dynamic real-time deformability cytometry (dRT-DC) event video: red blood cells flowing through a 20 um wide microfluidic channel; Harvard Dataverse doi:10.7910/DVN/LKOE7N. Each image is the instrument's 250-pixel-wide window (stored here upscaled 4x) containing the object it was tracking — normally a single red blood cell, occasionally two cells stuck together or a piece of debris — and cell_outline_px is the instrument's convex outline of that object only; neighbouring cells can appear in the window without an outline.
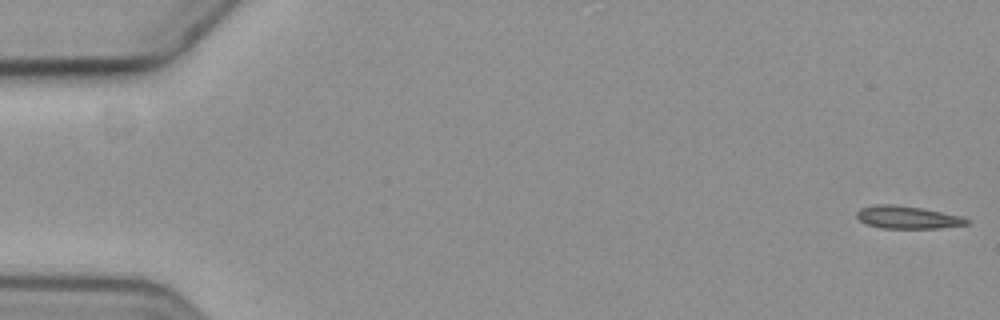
{"species": "common noctule bat (a hibernating species)", "species_latin": "Nyctalus noctula", "temperature_condition": "cold", "stored_images_in_passage": 3, "camera_frame_rate_fps": 3000, "um_per_image_px": 0.085, "animal": {"sex": "female", "body_mass_g": 19.3, "forearm_length_mm": 54.1}, "frame": {"image": 1, "passage_image": 1, "time_ms": 0.0, "image_size_px": [1000, 320], "cell_outline_px": [[968, 224], [936, 228], [880, 228], [868, 224], [860, 220], [856, 216], [856, 212], [860, 208], [880, 204], [892, 204], [920, 208], [960, 216], [968, 220]], "centroid_in_image_um": [77.08, 18.47], "position_along_channel_um": 7.9, "area_um2": 14.16}}